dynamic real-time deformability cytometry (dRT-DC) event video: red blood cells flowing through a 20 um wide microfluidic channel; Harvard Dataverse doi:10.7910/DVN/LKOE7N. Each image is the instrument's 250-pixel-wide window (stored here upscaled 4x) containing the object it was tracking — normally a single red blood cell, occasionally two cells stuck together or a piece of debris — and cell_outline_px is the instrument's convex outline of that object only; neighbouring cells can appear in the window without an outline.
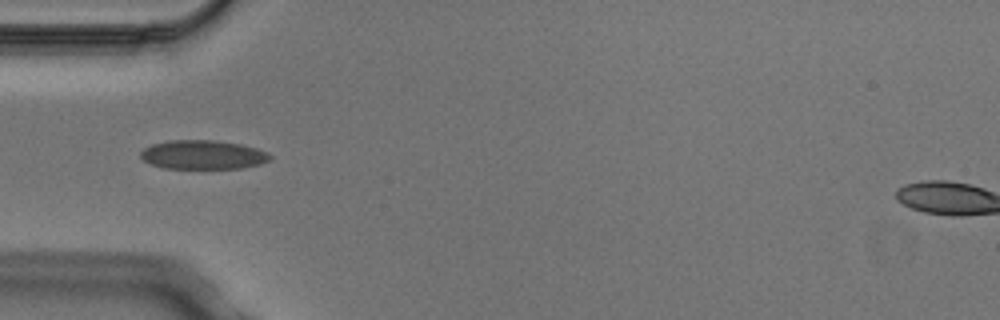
{"species": "Egyptian fruit bat (a non-hibernating species)", "species_latin": "Rousettus aegyptiacus", "temperature_condition": "cold", "stored_images_in_passage": 4, "camera_frame_rate_fps": 3000, "um_per_image_px": 0.085, "animal": {"sex": "male"}, "frame": {"image": 1, "passage_image": 2, "time_ms": 0.333, "image_size_px": [1000, 320], "cell_outline_px": [[272, 160], [260, 164], [244, 168], [164, 168], [152, 164], [144, 160], [140, 156], [140, 152], [144, 148], [152, 144], [168, 140], [212, 140], [240, 144], [256, 148], [268, 152], [272, 156]], "centroid_in_image_um": [17.28, 13.15], "position_along_channel_um": 67.7, "area_um2": 21.91}}
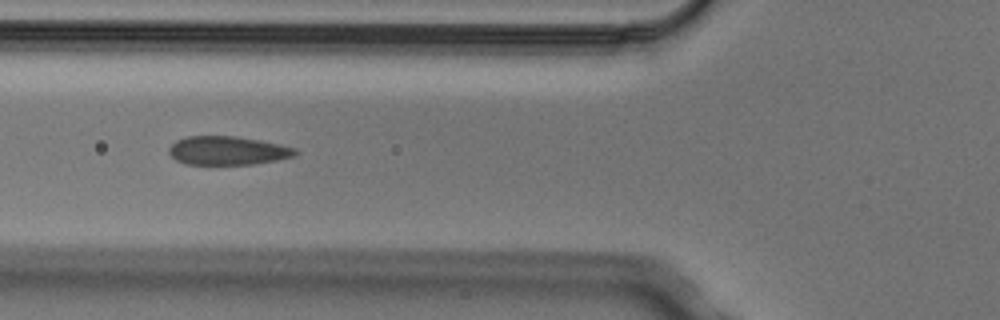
{"frame": {"image": 2, "passage_image": 3, "time_ms": 0.667, "image_size_px": [1000, 320], "cell_outline_px": [[300, 152], [296, 156], [276, 160], [252, 164], [184, 164], [176, 160], [168, 152], [168, 148], [176, 140], [188, 136], [236, 136], [260, 140], [280, 144], [296, 148]], "centroid_in_image_um": [19.37, 12.8], "position_along_channel_um": 106.4, "area_um2": 21.21}}
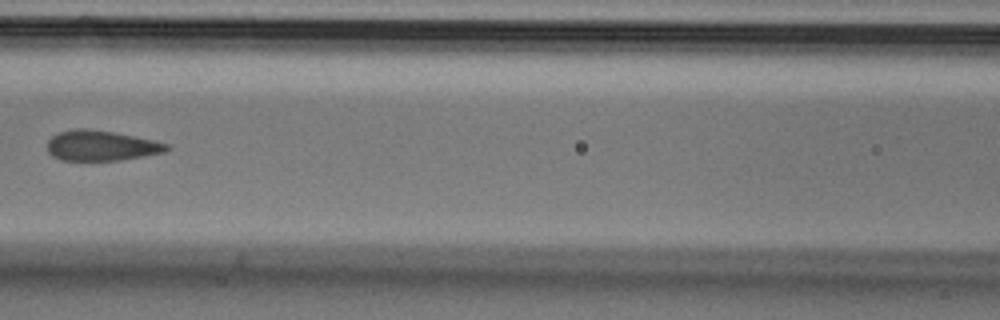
{"frame": {"image": 3, "passage_image": 4, "time_ms": 1.0, "image_size_px": [1000, 320], "cell_outline_px": [[172, 148], [164, 152], [144, 156], [116, 160], [60, 160], [52, 156], [48, 152], [48, 140], [52, 136], [60, 132], [72, 128], [88, 128], [112, 132], [152, 140], [168, 144]], "centroid_in_image_um": [8.57, 12.37], "position_along_channel_um": 158.0, "area_um2": 20.92}}